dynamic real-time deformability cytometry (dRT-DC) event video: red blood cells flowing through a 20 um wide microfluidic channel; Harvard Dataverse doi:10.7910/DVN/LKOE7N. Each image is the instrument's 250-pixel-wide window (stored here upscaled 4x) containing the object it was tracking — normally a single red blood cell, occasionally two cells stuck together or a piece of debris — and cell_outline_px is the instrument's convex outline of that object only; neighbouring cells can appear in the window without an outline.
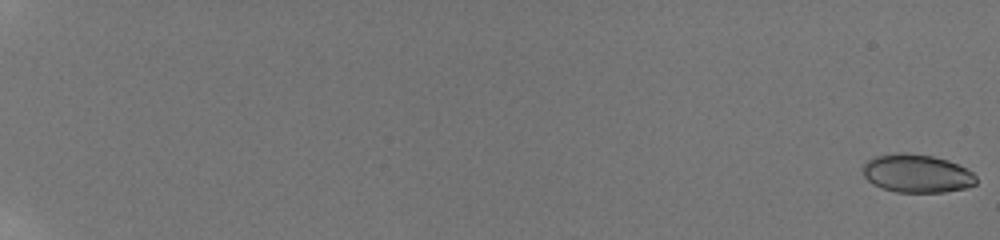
{"species": "human", "species_latin": "Homo sapiens", "temperature_condition": "room temperature", "stored_images_in_passage": 40, "camera_frame_rate_fps": 3000, "um_per_image_px": 0.085, "donor": {"sex": "male"}, "frame": {"image": 1, "passage_image": 1, "time_ms": 0.0, "image_size_px": [1000, 240], "cell_outline_px": [[976, 184], [964, 188], [944, 192], [896, 192], [872, 184], [864, 176], [864, 164], [868, 160], [876, 156], [896, 152], [904, 152], [932, 156], [948, 160], [972, 172], [976, 176]], "centroid_in_image_um": [77.93, 14.74], "position_along_channel_um": 7.1, "area_um2": 25.09}}
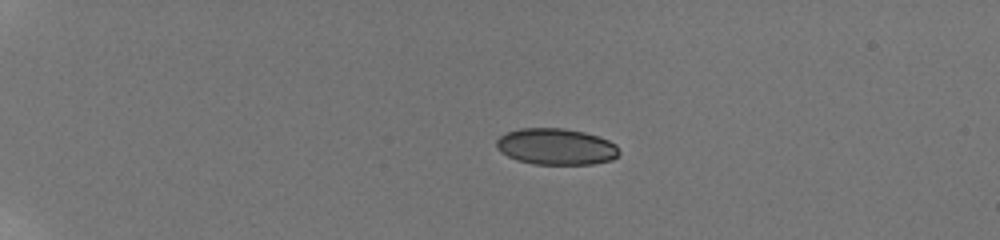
{"frame": {"image": 2, "passage_image": 31, "time_ms": 5.333, "image_size_px": [1000, 240], "cell_outline_px": [[620, 152], [612, 160], [592, 164], [532, 164], [516, 160], [500, 152], [496, 148], [496, 140], [500, 136], [508, 132], [520, 128], [564, 128], [584, 132], [608, 140], [616, 144]], "centroid_in_image_um": [47.25, 12.47], "position_along_channel_um": 37.8, "area_um2": 26.07}}